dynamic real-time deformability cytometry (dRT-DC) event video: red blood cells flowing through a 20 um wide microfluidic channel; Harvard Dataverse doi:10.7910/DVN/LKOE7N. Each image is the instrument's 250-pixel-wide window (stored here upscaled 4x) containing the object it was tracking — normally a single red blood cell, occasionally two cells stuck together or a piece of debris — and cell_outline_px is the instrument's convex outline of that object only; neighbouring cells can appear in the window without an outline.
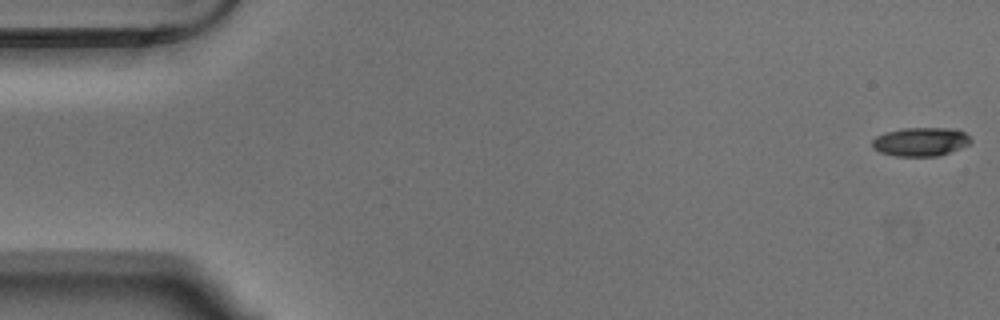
{"species": "Egyptian fruit bat (a non-hibernating species)", "species_latin": "Rousettus aegyptiacus", "temperature_condition": "warm", "stored_images_in_passage": 55, "camera_frame_rate_fps": 3000, "um_per_image_px": 0.085, "animal": {"sex": "male"}, "frame": {"image": 1, "passage_image": 1, "time_ms": 0.0, "image_size_px": [1000, 320], "cell_outline_px": [[972, 140], [968, 144], [960, 148], [936, 156], [896, 156], [880, 152], [872, 148], [872, 140], [876, 136], [884, 132], [900, 128], [956, 128], [964, 132]], "centroid_in_image_um": [78.22, 12.03], "position_along_channel_um": 6.8, "area_um2": 16.53}}
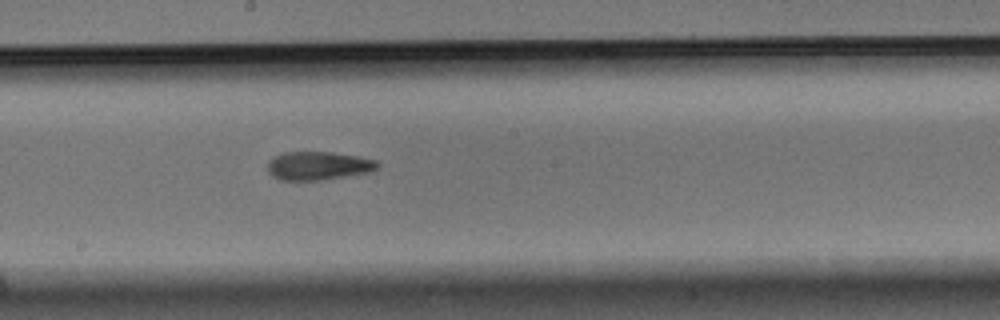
{"frame": {"image": 2, "passage_image": 30, "time_ms": 9.667, "image_size_px": [1000, 320], "cell_outline_px": [[380, 164], [376, 168], [368, 172], [320, 180], [280, 180], [272, 176], [268, 172], [268, 160], [284, 152], [332, 152], [360, 156], [376, 160]], "centroid_in_image_um": [27.04, 14.08], "position_along_channel_um": 221.2, "area_um2": 18.15}}
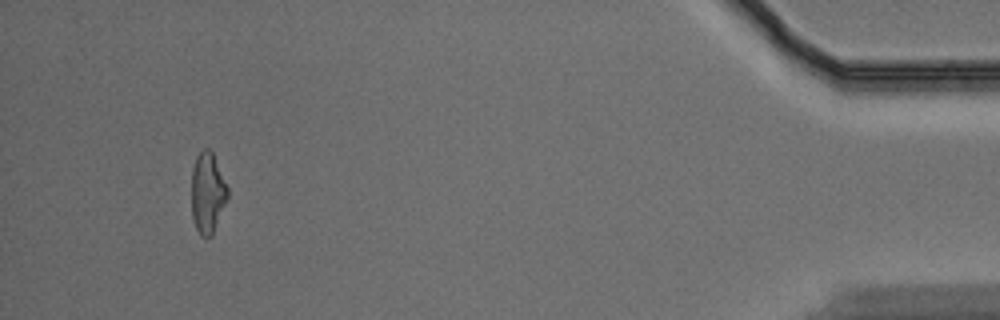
{"frame": {"image": 3, "passage_image": 52, "time_ms": 17.0, "image_size_px": [1000, 320], "cell_outline_px": [[228, 196], [212, 236], [200, 236], [196, 228], [192, 216], [192, 168], [196, 156], [204, 148], [208, 148], [212, 152], [228, 188]], "centroid_in_image_um": [17.63, 16.39], "position_along_channel_um": 417.6, "area_um2": 16.82}, "authors_computed_cell_mechanics": {"area_um2": 17.918, "velocity_mm_per_s": 3.6619, "shape_relaxation_time_tau1_ms": 6.6196, "shape_relaxation_time_tau2_ms": 6.0807, "deformation_change_tau1": 0.2158, "deformation_change_tau2": 0.1588}}